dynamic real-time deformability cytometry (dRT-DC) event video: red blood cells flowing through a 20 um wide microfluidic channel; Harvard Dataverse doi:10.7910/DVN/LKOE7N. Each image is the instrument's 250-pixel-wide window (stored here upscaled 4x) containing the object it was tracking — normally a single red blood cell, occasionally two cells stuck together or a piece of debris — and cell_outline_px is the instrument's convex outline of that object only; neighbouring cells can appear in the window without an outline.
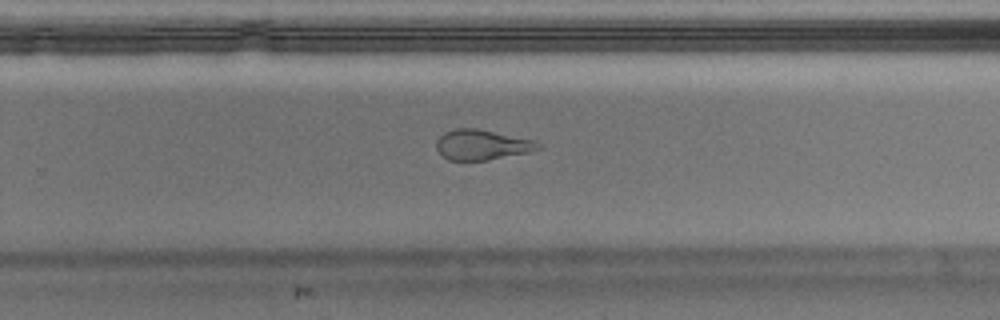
{"species": "Egyptian fruit bat (a non-hibernating species)", "species_latin": "Rousettus aegyptiacus", "temperature_condition": "warm", "stored_images_in_passage": 43, "camera_frame_rate_fps": 3000, "um_per_image_px": 0.085, "animal": {"sex": "male"}, "frame": {"image": 1, "passage_image": 31, "time_ms": 10.0, "image_size_px": [1000, 320], "cell_outline_px": [[540, 148], [528, 152], [488, 160], [448, 160], [436, 148], [436, 140], [444, 132], [456, 128], [476, 128], [532, 140], [540, 144]], "centroid_in_image_um": [40.92, 12.3], "position_along_channel_um": 288.9, "area_um2": 17.63}}
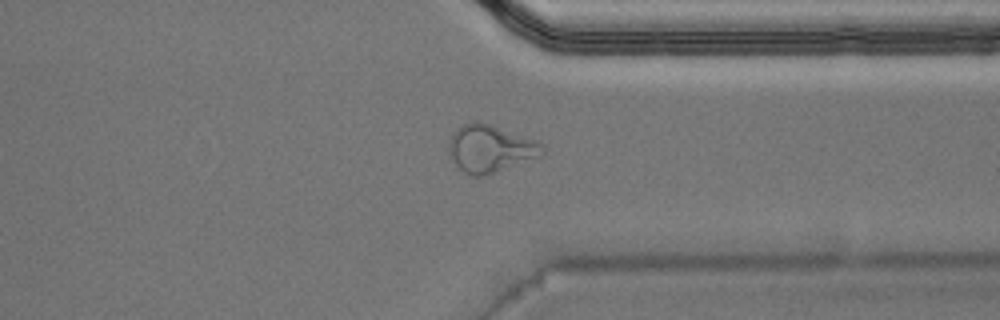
{"frame": {"image": 2, "passage_image": 37, "time_ms": 12.0, "image_size_px": [1000, 320], "cell_outline_px": [[544, 152], [540, 156], [484, 176], [472, 176], [464, 172], [452, 160], [448, 152], [448, 144], [452, 132], [460, 124], [476, 120], [536, 140], [544, 144]], "centroid_in_image_um": [41.63, 12.62], "position_along_channel_um": 369.8, "area_um2": 25.78}, "authors_computed_cell_mechanics": {"area_um2": 19.0162, "velocity_mm_per_s": 4.0755, "shape_relaxation_time_tau1_ms": null, "shape_relaxation_time_tau2_ms": 1.4328, "deformation_change_tau1": null, "deformation_change_tau2": 0.098}}